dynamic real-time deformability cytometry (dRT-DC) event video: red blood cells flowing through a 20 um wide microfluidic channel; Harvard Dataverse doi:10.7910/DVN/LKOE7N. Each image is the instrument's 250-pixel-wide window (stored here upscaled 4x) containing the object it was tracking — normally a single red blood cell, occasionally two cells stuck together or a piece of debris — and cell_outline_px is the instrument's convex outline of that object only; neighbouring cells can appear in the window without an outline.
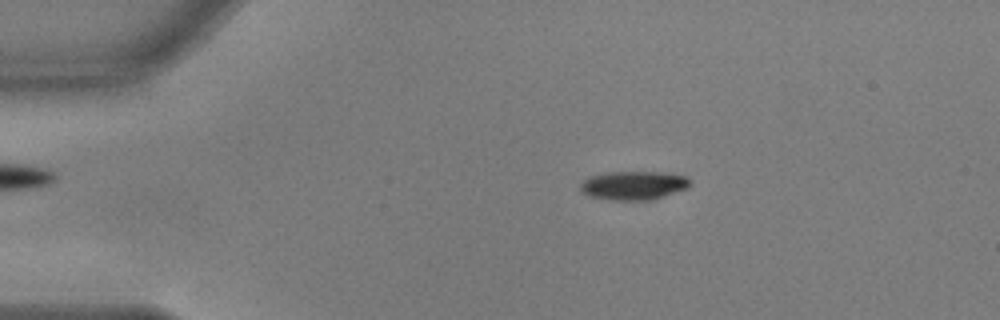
{"species": "common noctule bat (a hibernating species)", "species_latin": "Nyctalus noctula", "temperature_condition": "warm", "stored_images_in_passage": 16, "camera_frame_rate_fps": 3000, "um_per_image_px": 0.085, "animal": {"sex": "male", "body_mass_g": 17.9, "forearm_length_mm": 54.2}, "frame": {"image": 1, "passage_image": 10, "time_ms": 3.0, "image_size_px": [1000, 320], "cell_outline_px": [[692, 184], [688, 188], [652, 200], [612, 200], [588, 196], [580, 188], [580, 184], [588, 176], [608, 172], [660, 172], [684, 176], [692, 180]], "centroid_in_image_um": [53.87, 15.76], "position_along_channel_um": 31.1, "area_um2": 18.44}}